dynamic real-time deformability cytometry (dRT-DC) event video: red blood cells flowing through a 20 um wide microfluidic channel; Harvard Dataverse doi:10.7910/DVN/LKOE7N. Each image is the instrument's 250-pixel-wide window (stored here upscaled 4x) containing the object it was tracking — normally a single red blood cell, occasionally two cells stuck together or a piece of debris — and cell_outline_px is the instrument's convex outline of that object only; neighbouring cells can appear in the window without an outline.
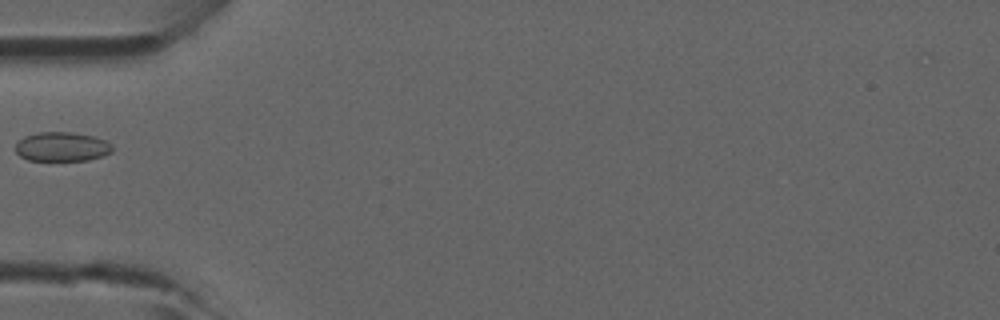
{"species": "common noctule bat (a hibernating species)", "species_latin": "Nyctalus noctula", "temperature_condition": "room temperature", "stored_images_in_passage": 1, "camera_frame_rate_fps": 3000, "um_per_image_px": 0.085, "animal": {"sex": "male", "forearm_length_mm": 52.5}, "frame": {"image": 1, "passage_image": 1, "time_ms": 0.0, "image_size_px": [1000, 320], "cell_outline_px": [[112, 152], [88, 160], [28, 160], [20, 156], [16, 152], [16, 144], [24, 136], [36, 132], [72, 132], [92, 136], [104, 140], [112, 144]], "centroid_in_image_um": [5.24, 12.46], "position_along_channel_um": 79.8, "area_um2": 16.42}}